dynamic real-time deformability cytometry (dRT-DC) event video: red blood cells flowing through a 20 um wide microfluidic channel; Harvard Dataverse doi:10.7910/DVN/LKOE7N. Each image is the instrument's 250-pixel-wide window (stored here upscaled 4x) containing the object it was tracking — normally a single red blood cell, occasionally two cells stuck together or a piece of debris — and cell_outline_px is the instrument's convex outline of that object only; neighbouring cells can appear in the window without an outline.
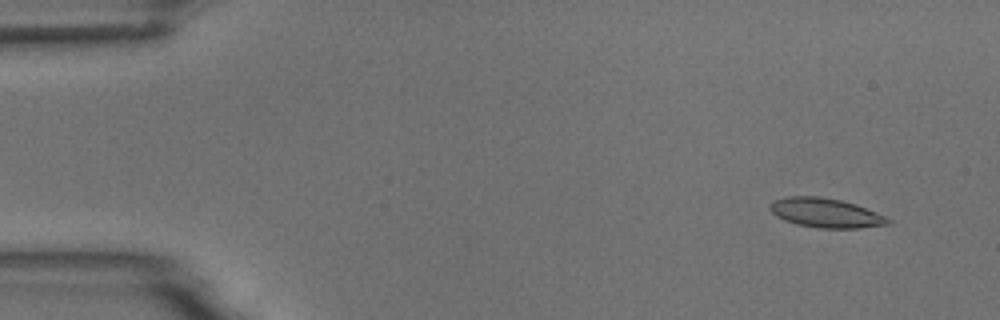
{"species": "common noctule bat (a hibernating species)", "species_latin": "Nyctalus noctula", "temperature_condition": "room temperature", "stored_images_in_passage": 8, "camera_frame_rate_fps": 3000, "um_per_image_px": 0.085, "animal": {"sex": "male", "body_mass_g": 18.8}, "frame": {"image": 1, "passage_image": 1, "time_ms": 0.0, "image_size_px": [1000, 320], "cell_outline_px": [[892, 224], [860, 228], [820, 228], [796, 224], [784, 220], [776, 216], [768, 208], [772, 200], [784, 196], [820, 196], [840, 200], [856, 204], [876, 212], [892, 220]], "centroid_in_image_um": [70.17, 18.09], "position_along_channel_um": 14.8, "area_um2": 20.4}}
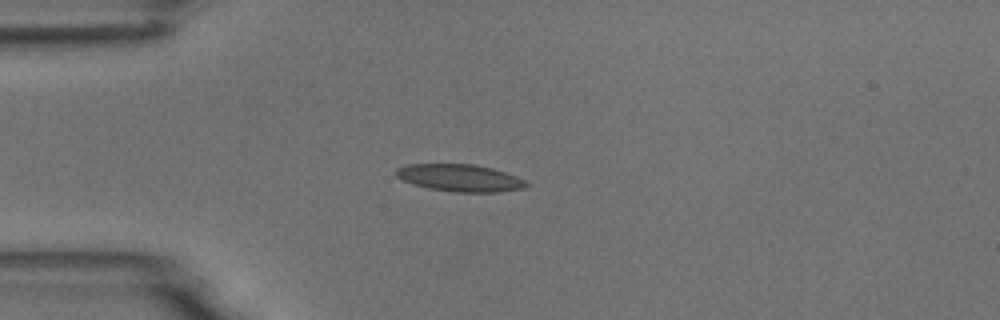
{"frame": {"image": 2, "passage_image": 3, "time_ms": 3.333, "image_size_px": [1000, 320], "cell_outline_px": [[528, 184], [524, 188], [500, 192], [456, 192], [428, 188], [412, 184], [396, 176], [396, 168], [408, 164], [472, 164], [492, 168], [516, 176], [524, 180]], "centroid_in_image_um": [39.08, 15.12], "position_along_channel_um": 45.9, "area_um2": 20.52}}
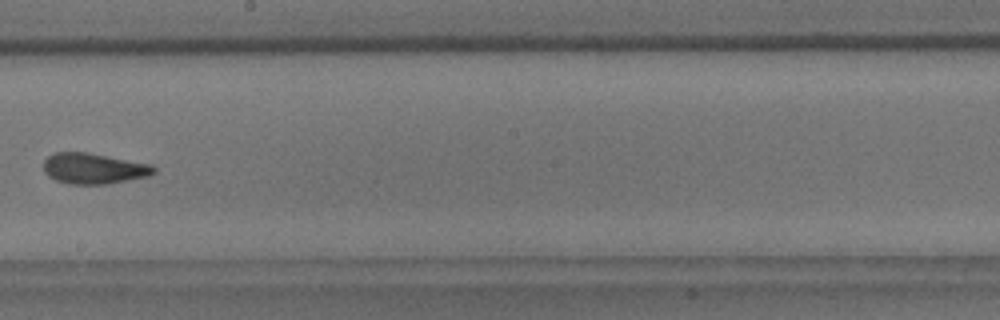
{"frame": {"image": 3, "passage_image": 8, "time_ms": 9.0, "image_size_px": [1000, 320], "cell_outline_px": [[156, 172], [148, 176], [108, 184], [68, 184], [56, 180], [48, 176], [44, 172], [44, 160], [52, 152], [88, 152], [152, 164], [156, 168]], "centroid_in_image_um": [7.96, 14.31], "position_along_channel_um": 240.2, "area_um2": 19.94}}